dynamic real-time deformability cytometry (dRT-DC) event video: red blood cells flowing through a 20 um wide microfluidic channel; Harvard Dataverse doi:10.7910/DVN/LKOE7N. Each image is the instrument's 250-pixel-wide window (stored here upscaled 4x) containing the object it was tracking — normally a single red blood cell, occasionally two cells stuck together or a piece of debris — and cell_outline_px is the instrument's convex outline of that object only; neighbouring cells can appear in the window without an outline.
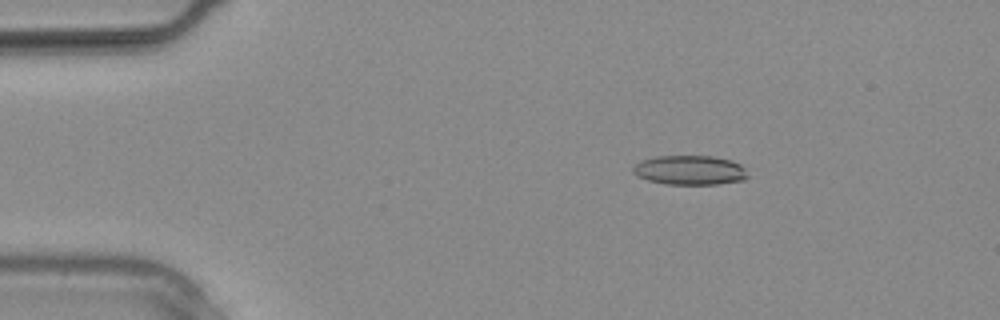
{"species": "common noctule bat (a hibernating species)", "species_latin": "Nyctalus noctula", "temperature_condition": "warm", "stored_images_in_passage": 16, "camera_frame_rate_fps": 3000, "um_per_image_px": 0.085, "animal": {"sex": "male", "body_mass_g": 20.4}, "frame": {"image": 1, "passage_image": 5, "time_ms": 1.333, "image_size_px": [1000, 320], "cell_outline_px": [[748, 176], [744, 180], [716, 184], [668, 184], [648, 180], [632, 172], [632, 168], [640, 160], [656, 156], [712, 156], [732, 160], [740, 164], [744, 168]], "centroid_in_image_um": [58.64, 14.45], "position_along_channel_um": 26.4, "area_um2": 19.59}}